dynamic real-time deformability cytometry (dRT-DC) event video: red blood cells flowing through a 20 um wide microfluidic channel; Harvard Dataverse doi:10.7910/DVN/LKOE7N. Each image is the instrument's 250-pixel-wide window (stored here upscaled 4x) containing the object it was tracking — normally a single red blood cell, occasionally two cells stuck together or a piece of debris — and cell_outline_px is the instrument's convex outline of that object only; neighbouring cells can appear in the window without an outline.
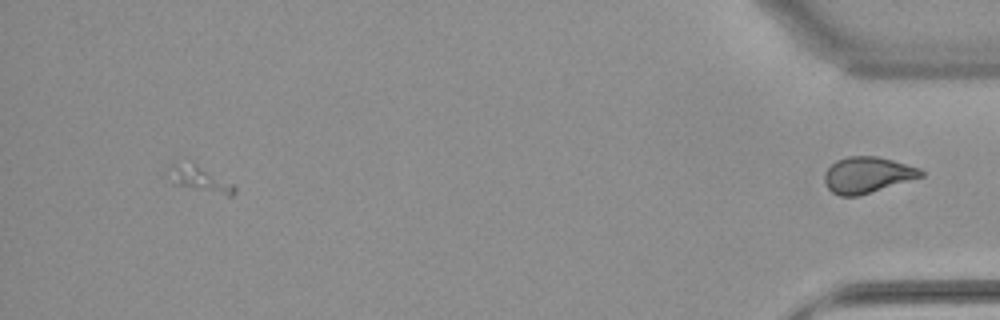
{"species": "common noctule bat (a hibernating species)", "species_latin": "Nyctalus noctula", "temperature_condition": "warm", "stored_images_in_passage": 40, "camera_frame_rate_fps": 3000, "um_per_image_px": 0.085, "animal": {"sex": "female", "body_mass_g": 22.7, "forearm_length_mm": 54.2}, "frame": {"image": 1, "passage_image": 40, "time_ms": 13.0, "image_size_px": [1000, 320], "cell_outline_px": [[924, 176], [856, 196], [840, 196], [832, 192], [824, 184], [824, 172], [836, 160], [848, 156], [876, 156], [892, 160], [920, 168], [924, 172]], "centroid_in_image_um": [73.69, 14.86], "position_along_channel_um": 361.5, "area_um2": 20.11}}